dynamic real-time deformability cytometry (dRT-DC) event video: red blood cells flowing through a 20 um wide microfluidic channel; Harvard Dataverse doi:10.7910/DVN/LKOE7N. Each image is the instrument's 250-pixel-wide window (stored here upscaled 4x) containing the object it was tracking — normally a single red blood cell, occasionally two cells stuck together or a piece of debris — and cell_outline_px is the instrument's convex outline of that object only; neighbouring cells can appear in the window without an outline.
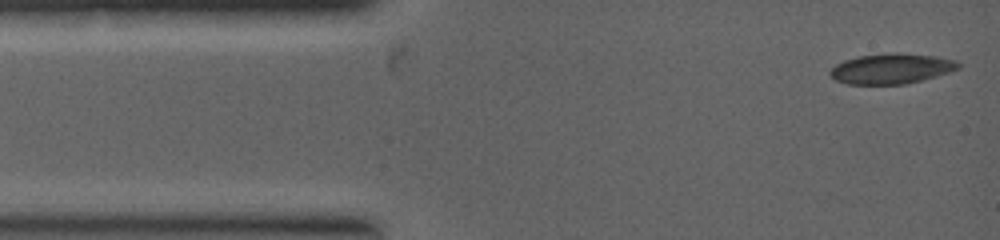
{"species": "common noctule bat (a hibernating species)", "species_latin": "Nyctalus noctula", "temperature_condition": "warm", "stored_images_in_passage": 15, "camera_frame_rate_fps": 5000, "um_per_image_px": 0.085, "animal": {"sex": "female", "body_mass_g": 19.0, "forearm_length_mm": 53.3}, "frame": {"image": 1, "passage_image": 1, "time_ms": 0.0, "image_size_px": [1000, 240], "cell_outline_px": [[960, 68], [936, 76], [904, 84], [848, 84], [836, 80], [828, 72], [836, 64], [844, 60], [856, 56], [896, 52], [936, 56], [956, 60], [960, 64]], "centroid_in_image_um": [75.76, 5.82], "position_along_channel_um": 9.2, "area_um2": 22.54}}
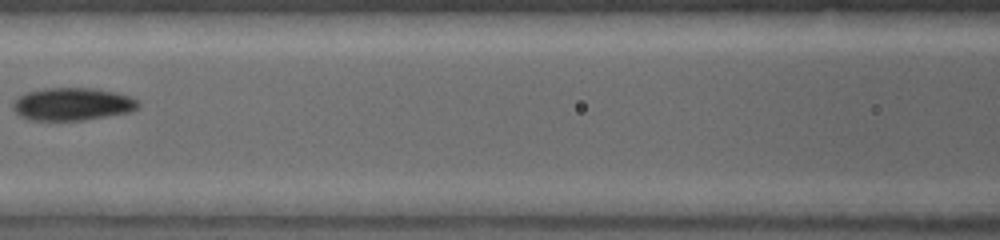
{"frame": {"image": 2, "passage_image": 8, "time_ms": 3.2, "image_size_px": [1000, 240], "cell_outline_px": [[140, 108], [128, 112], [84, 120], [28, 120], [20, 116], [12, 108], [12, 104], [20, 96], [28, 92], [44, 88], [96, 88], [116, 92], [128, 96], [136, 100], [140, 104]], "centroid_in_image_um": [6.15, 8.85], "position_along_channel_um": 160.4, "area_um2": 23.81}}
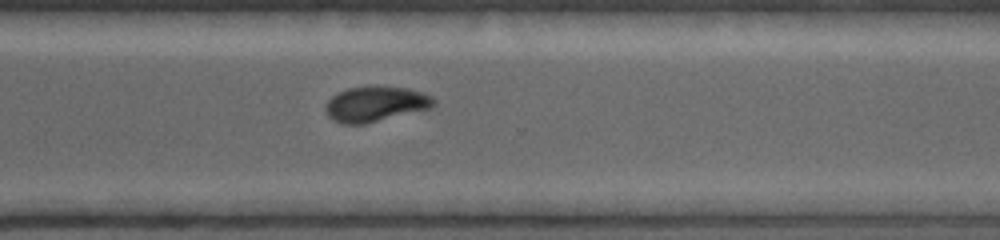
{"frame": {"image": 3, "passage_image": 15, "time_ms": 5.8, "image_size_px": [1000, 240], "cell_outline_px": [[436, 104], [432, 108], [364, 124], [340, 124], [332, 120], [328, 116], [324, 108], [328, 100], [332, 96], [348, 88], [408, 88], [432, 96], [436, 100]], "centroid_in_image_um": [31.92, 8.88], "position_along_channel_um": 338.7, "area_um2": 21.85}}